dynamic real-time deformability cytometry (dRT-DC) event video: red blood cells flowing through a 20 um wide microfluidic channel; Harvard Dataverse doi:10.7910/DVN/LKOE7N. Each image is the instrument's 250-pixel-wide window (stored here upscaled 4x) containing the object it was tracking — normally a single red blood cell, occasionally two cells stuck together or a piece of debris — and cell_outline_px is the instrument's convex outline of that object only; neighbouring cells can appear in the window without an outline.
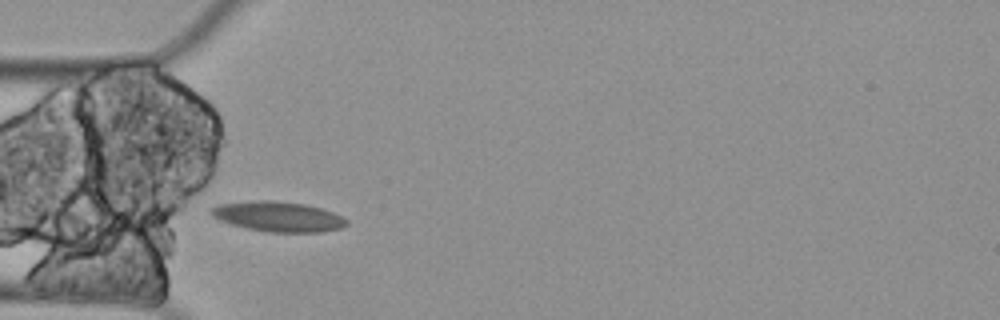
{"species": "Egyptian fruit bat (a non-hibernating species)", "species_latin": "Rousettus aegyptiacus", "temperature_condition": "cold", "stored_images_in_passage": 6, "camera_frame_rate_fps": 3000, "um_per_image_px": 0.085, "animal": {"sex": "female"}, "frame": {"image": 1, "passage_image": 3, "time_ms": 0.667, "image_size_px": [1000, 320], "cell_outline_px": [[348, 224], [340, 228], [320, 232], [268, 232], [248, 228], [232, 224], [220, 220], [212, 216], [208, 212], [208, 208], [216, 204], [264, 200], [272, 200], [304, 204], [320, 208], [332, 212], [348, 220]], "centroid_in_image_um": [23.6, 18.4], "position_along_channel_um": 61.4, "area_um2": 23.64}}
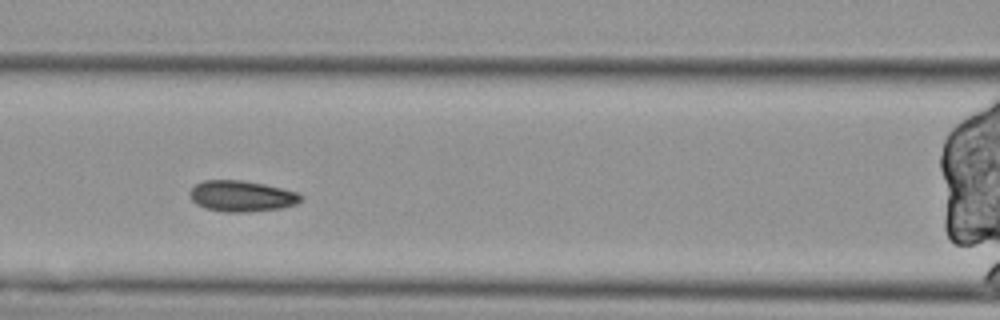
{"frame": {"image": 2, "passage_image": 5, "time_ms": 1.333, "image_size_px": [1000, 320], "cell_outline_px": [[300, 200], [296, 204], [280, 208], [248, 212], [224, 212], [208, 208], [196, 204], [192, 200], [188, 192], [196, 184], [204, 180], [240, 180], [264, 184], [296, 192], [300, 196]], "centroid_in_image_um": [20.49, 16.67], "position_along_channel_um": 146.1, "area_um2": 19.77}}
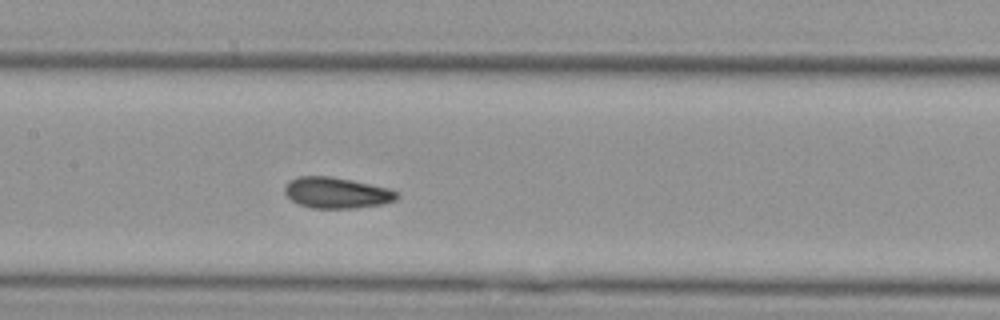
{"frame": {"image": 3, "passage_image": 6, "time_ms": 1.667, "image_size_px": [1000, 320], "cell_outline_px": [[400, 196], [396, 200], [384, 204], [352, 208], [312, 208], [300, 204], [292, 200], [284, 192], [284, 188], [292, 180], [300, 176], [332, 176], [352, 180], [388, 188], [396, 192]], "centroid_in_image_um": [28.65, 16.39], "position_along_channel_um": 178.8, "area_um2": 20.06}}